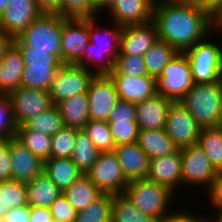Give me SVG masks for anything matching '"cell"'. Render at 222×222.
Here are the masks:
<instances>
[{"mask_svg": "<svg viewBox=\"0 0 222 222\" xmlns=\"http://www.w3.org/2000/svg\"><path fill=\"white\" fill-rule=\"evenodd\" d=\"M192 211H185L181 210H173L169 215H167L164 219L159 222H207V216L204 217L203 215L198 216L197 214L194 215ZM204 217V218H203ZM206 218V219H205Z\"/></svg>", "mask_w": 222, "mask_h": 222, "instance_id": "7dc6e473", "label": "cell"}, {"mask_svg": "<svg viewBox=\"0 0 222 222\" xmlns=\"http://www.w3.org/2000/svg\"><path fill=\"white\" fill-rule=\"evenodd\" d=\"M87 96L90 120L108 121L119 99L111 77L108 74H95L90 81Z\"/></svg>", "mask_w": 222, "mask_h": 222, "instance_id": "5bb4252c", "label": "cell"}, {"mask_svg": "<svg viewBox=\"0 0 222 222\" xmlns=\"http://www.w3.org/2000/svg\"><path fill=\"white\" fill-rule=\"evenodd\" d=\"M177 53L179 52L173 46L158 39L143 56L148 75L157 79Z\"/></svg>", "mask_w": 222, "mask_h": 222, "instance_id": "f546056e", "label": "cell"}, {"mask_svg": "<svg viewBox=\"0 0 222 222\" xmlns=\"http://www.w3.org/2000/svg\"><path fill=\"white\" fill-rule=\"evenodd\" d=\"M13 118L16 126L24 125L31 118L53 106L49 91L19 86L10 92Z\"/></svg>", "mask_w": 222, "mask_h": 222, "instance_id": "7c38bea8", "label": "cell"}, {"mask_svg": "<svg viewBox=\"0 0 222 222\" xmlns=\"http://www.w3.org/2000/svg\"><path fill=\"white\" fill-rule=\"evenodd\" d=\"M115 84L118 98L131 103H140L154 96L156 79L149 75H109Z\"/></svg>", "mask_w": 222, "mask_h": 222, "instance_id": "44dd1931", "label": "cell"}, {"mask_svg": "<svg viewBox=\"0 0 222 222\" xmlns=\"http://www.w3.org/2000/svg\"><path fill=\"white\" fill-rule=\"evenodd\" d=\"M24 67L20 49L11 42L0 61V95L7 96L20 86Z\"/></svg>", "mask_w": 222, "mask_h": 222, "instance_id": "cb8c5ba5", "label": "cell"}, {"mask_svg": "<svg viewBox=\"0 0 222 222\" xmlns=\"http://www.w3.org/2000/svg\"><path fill=\"white\" fill-rule=\"evenodd\" d=\"M114 195L102 193L81 212H77L74 222H111Z\"/></svg>", "mask_w": 222, "mask_h": 222, "instance_id": "e575fe53", "label": "cell"}, {"mask_svg": "<svg viewBox=\"0 0 222 222\" xmlns=\"http://www.w3.org/2000/svg\"><path fill=\"white\" fill-rule=\"evenodd\" d=\"M12 179L28 184L43 171V161L30 152L15 137L10 138Z\"/></svg>", "mask_w": 222, "mask_h": 222, "instance_id": "ffe728a7", "label": "cell"}, {"mask_svg": "<svg viewBox=\"0 0 222 222\" xmlns=\"http://www.w3.org/2000/svg\"><path fill=\"white\" fill-rule=\"evenodd\" d=\"M100 14L93 0H62L61 16L74 19H92Z\"/></svg>", "mask_w": 222, "mask_h": 222, "instance_id": "ab89813d", "label": "cell"}, {"mask_svg": "<svg viewBox=\"0 0 222 222\" xmlns=\"http://www.w3.org/2000/svg\"><path fill=\"white\" fill-rule=\"evenodd\" d=\"M30 206L11 208L7 211L2 222H29Z\"/></svg>", "mask_w": 222, "mask_h": 222, "instance_id": "681fc988", "label": "cell"}, {"mask_svg": "<svg viewBox=\"0 0 222 222\" xmlns=\"http://www.w3.org/2000/svg\"><path fill=\"white\" fill-rule=\"evenodd\" d=\"M76 137L77 128L63 126L52 136L51 157L71 158Z\"/></svg>", "mask_w": 222, "mask_h": 222, "instance_id": "f35d334b", "label": "cell"}, {"mask_svg": "<svg viewBox=\"0 0 222 222\" xmlns=\"http://www.w3.org/2000/svg\"><path fill=\"white\" fill-rule=\"evenodd\" d=\"M124 195L143 213L151 216L157 222L169 215L175 192L169 187L151 181L147 178L130 181Z\"/></svg>", "mask_w": 222, "mask_h": 222, "instance_id": "5b68a950", "label": "cell"}, {"mask_svg": "<svg viewBox=\"0 0 222 222\" xmlns=\"http://www.w3.org/2000/svg\"><path fill=\"white\" fill-rule=\"evenodd\" d=\"M156 0H116L105 12L117 25L145 24L153 20Z\"/></svg>", "mask_w": 222, "mask_h": 222, "instance_id": "ac0fdd59", "label": "cell"}, {"mask_svg": "<svg viewBox=\"0 0 222 222\" xmlns=\"http://www.w3.org/2000/svg\"><path fill=\"white\" fill-rule=\"evenodd\" d=\"M174 1L199 3L201 0H174Z\"/></svg>", "mask_w": 222, "mask_h": 222, "instance_id": "91938a15", "label": "cell"}, {"mask_svg": "<svg viewBox=\"0 0 222 222\" xmlns=\"http://www.w3.org/2000/svg\"><path fill=\"white\" fill-rule=\"evenodd\" d=\"M220 122L222 125V96H221V103H220Z\"/></svg>", "mask_w": 222, "mask_h": 222, "instance_id": "6125c7cd", "label": "cell"}, {"mask_svg": "<svg viewBox=\"0 0 222 222\" xmlns=\"http://www.w3.org/2000/svg\"><path fill=\"white\" fill-rule=\"evenodd\" d=\"M0 201L9 209L28 205L26 184L13 179L1 181Z\"/></svg>", "mask_w": 222, "mask_h": 222, "instance_id": "74e56055", "label": "cell"}, {"mask_svg": "<svg viewBox=\"0 0 222 222\" xmlns=\"http://www.w3.org/2000/svg\"><path fill=\"white\" fill-rule=\"evenodd\" d=\"M52 214L49 207L30 206L29 222H52Z\"/></svg>", "mask_w": 222, "mask_h": 222, "instance_id": "f5cc1de1", "label": "cell"}, {"mask_svg": "<svg viewBox=\"0 0 222 222\" xmlns=\"http://www.w3.org/2000/svg\"><path fill=\"white\" fill-rule=\"evenodd\" d=\"M40 15L35 0H9L0 15V28L13 40Z\"/></svg>", "mask_w": 222, "mask_h": 222, "instance_id": "2e32d148", "label": "cell"}, {"mask_svg": "<svg viewBox=\"0 0 222 222\" xmlns=\"http://www.w3.org/2000/svg\"><path fill=\"white\" fill-rule=\"evenodd\" d=\"M115 146L137 142L139 133L136 121L108 122Z\"/></svg>", "mask_w": 222, "mask_h": 222, "instance_id": "b9f144b4", "label": "cell"}, {"mask_svg": "<svg viewBox=\"0 0 222 222\" xmlns=\"http://www.w3.org/2000/svg\"><path fill=\"white\" fill-rule=\"evenodd\" d=\"M64 126L83 129L90 120L87 93L67 98L56 105Z\"/></svg>", "mask_w": 222, "mask_h": 222, "instance_id": "4316f807", "label": "cell"}, {"mask_svg": "<svg viewBox=\"0 0 222 222\" xmlns=\"http://www.w3.org/2000/svg\"><path fill=\"white\" fill-rule=\"evenodd\" d=\"M62 194L69 200L77 212H81L90 205L102 192L84 174L72 183Z\"/></svg>", "mask_w": 222, "mask_h": 222, "instance_id": "f1b7e54d", "label": "cell"}, {"mask_svg": "<svg viewBox=\"0 0 222 222\" xmlns=\"http://www.w3.org/2000/svg\"><path fill=\"white\" fill-rule=\"evenodd\" d=\"M136 104L118 99L110 112L108 122L136 121Z\"/></svg>", "mask_w": 222, "mask_h": 222, "instance_id": "f6af8a7d", "label": "cell"}, {"mask_svg": "<svg viewBox=\"0 0 222 222\" xmlns=\"http://www.w3.org/2000/svg\"><path fill=\"white\" fill-rule=\"evenodd\" d=\"M108 75H129L132 77L148 75L143 56L118 55L114 68Z\"/></svg>", "mask_w": 222, "mask_h": 222, "instance_id": "60d3db41", "label": "cell"}, {"mask_svg": "<svg viewBox=\"0 0 222 222\" xmlns=\"http://www.w3.org/2000/svg\"><path fill=\"white\" fill-rule=\"evenodd\" d=\"M111 222H157L143 213L124 194L114 195Z\"/></svg>", "mask_w": 222, "mask_h": 222, "instance_id": "836d02e7", "label": "cell"}, {"mask_svg": "<svg viewBox=\"0 0 222 222\" xmlns=\"http://www.w3.org/2000/svg\"><path fill=\"white\" fill-rule=\"evenodd\" d=\"M193 84L189 60L184 52H179L156 79V92L177 102L184 98Z\"/></svg>", "mask_w": 222, "mask_h": 222, "instance_id": "ba28073f", "label": "cell"}, {"mask_svg": "<svg viewBox=\"0 0 222 222\" xmlns=\"http://www.w3.org/2000/svg\"><path fill=\"white\" fill-rule=\"evenodd\" d=\"M9 210L8 206H4L0 201V222L4 219L5 214Z\"/></svg>", "mask_w": 222, "mask_h": 222, "instance_id": "6f0895ef", "label": "cell"}, {"mask_svg": "<svg viewBox=\"0 0 222 222\" xmlns=\"http://www.w3.org/2000/svg\"><path fill=\"white\" fill-rule=\"evenodd\" d=\"M157 40L158 32L153 21L123 26L118 55L144 56Z\"/></svg>", "mask_w": 222, "mask_h": 222, "instance_id": "e0dca14e", "label": "cell"}, {"mask_svg": "<svg viewBox=\"0 0 222 222\" xmlns=\"http://www.w3.org/2000/svg\"><path fill=\"white\" fill-rule=\"evenodd\" d=\"M25 125L33 131L53 136L63 126V121L56 105L31 118Z\"/></svg>", "mask_w": 222, "mask_h": 222, "instance_id": "d590c367", "label": "cell"}, {"mask_svg": "<svg viewBox=\"0 0 222 222\" xmlns=\"http://www.w3.org/2000/svg\"><path fill=\"white\" fill-rule=\"evenodd\" d=\"M24 71L20 86L49 91L57 70L63 65L57 55L48 51H20Z\"/></svg>", "mask_w": 222, "mask_h": 222, "instance_id": "52a82bcc", "label": "cell"}, {"mask_svg": "<svg viewBox=\"0 0 222 222\" xmlns=\"http://www.w3.org/2000/svg\"><path fill=\"white\" fill-rule=\"evenodd\" d=\"M173 101L156 93L151 98L136 104V122L139 130L163 129L166 126L167 112Z\"/></svg>", "mask_w": 222, "mask_h": 222, "instance_id": "603a6c76", "label": "cell"}, {"mask_svg": "<svg viewBox=\"0 0 222 222\" xmlns=\"http://www.w3.org/2000/svg\"><path fill=\"white\" fill-rule=\"evenodd\" d=\"M152 21L156 25L158 39L166 41L178 52L211 37L210 33L213 34L216 29L214 20L198 3L193 2L156 0Z\"/></svg>", "mask_w": 222, "mask_h": 222, "instance_id": "6da1fadb", "label": "cell"}, {"mask_svg": "<svg viewBox=\"0 0 222 222\" xmlns=\"http://www.w3.org/2000/svg\"><path fill=\"white\" fill-rule=\"evenodd\" d=\"M114 152L128 182L147 178L150 159L137 142L117 145Z\"/></svg>", "mask_w": 222, "mask_h": 222, "instance_id": "7402d4cb", "label": "cell"}, {"mask_svg": "<svg viewBox=\"0 0 222 222\" xmlns=\"http://www.w3.org/2000/svg\"><path fill=\"white\" fill-rule=\"evenodd\" d=\"M62 0H35L37 9L41 14L61 15Z\"/></svg>", "mask_w": 222, "mask_h": 222, "instance_id": "f907efd6", "label": "cell"}, {"mask_svg": "<svg viewBox=\"0 0 222 222\" xmlns=\"http://www.w3.org/2000/svg\"><path fill=\"white\" fill-rule=\"evenodd\" d=\"M208 190V198L214 207L217 208V211L222 210V172H219L211 183V185L206 189ZM219 209V210H218Z\"/></svg>", "mask_w": 222, "mask_h": 222, "instance_id": "c3c4849f", "label": "cell"}, {"mask_svg": "<svg viewBox=\"0 0 222 222\" xmlns=\"http://www.w3.org/2000/svg\"><path fill=\"white\" fill-rule=\"evenodd\" d=\"M208 38L184 51L189 60L192 79L197 84L220 81L222 47L219 46L220 44L216 40L209 42Z\"/></svg>", "mask_w": 222, "mask_h": 222, "instance_id": "8992f818", "label": "cell"}, {"mask_svg": "<svg viewBox=\"0 0 222 222\" xmlns=\"http://www.w3.org/2000/svg\"><path fill=\"white\" fill-rule=\"evenodd\" d=\"M96 21L95 18L89 19L90 42L83 56L75 65L91 70L95 74H108L113 70L114 62L119 54L120 35L123 26L113 22L112 28L103 27L102 29ZM103 33L104 35L107 34L106 37L109 35L107 39L101 37L100 34Z\"/></svg>", "mask_w": 222, "mask_h": 222, "instance_id": "7a4b0ae2", "label": "cell"}, {"mask_svg": "<svg viewBox=\"0 0 222 222\" xmlns=\"http://www.w3.org/2000/svg\"><path fill=\"white\" fill-rule=\"evenodd\" d=\"M16 129L10 100L0 95V140L15 137Z\"/></svg>", "mask_w": 222, "mask_h": 222, "instance_id": "7bdbcfd3", "label": "cell"}, {"mask_svg": "<svg viewBox=\"0 0 222 222\" xmlns=\"http://www.w3.org/2000/svg\"><path fill=\"white\" fill-rule=\"evenodd\" d=\"M147 179L176 192L183 185L180 149L172 154L150 159Z\"/></svg>", "mask_w": 222, "mask_h": 222, "instance_id": "d6986e66", "label": "cell"}, {"mask_svg": "<svg viewBox=\"0 0 222 222\" xmlns=\"http://www.w3.org/2000/svg\"><path fill=\"white\" fill-rule=\"evenodd\" d=\"M222 21V14L214 21L215 27Z\"/></svg>", "mask_w": 222, "mask_h": 222, "instance_id": "94428289", "label": "cell"}, {"mask_svg": "<svg viewBox=\"0 0 222 222\" xmlns=\"http://www.w3.org/2000/svg\"><path fill=\"white\" fill-rule=\"evenodd\" d=\"M99 154L100 151L96 148L88 135L82 129H77V137L71 156V160L76 164V166L84 174H86L96 161Z\"/></svg>", "mask_w": 222, "mask_h": 222, "instance_id": "1f68e13d", "label": "cell"}, {"mask_svg": "<svg viewBox=\"0 0 222 222\" xmlns=\"http://www.w3.org/2000/svg\"><path fill=\"white\" fill-rule=\"evenodd\" d=\"M43 172L61 192L84 175L71 158H48L43 162Z\"/></svg>", "mask_w": 222, "mask_h": 222, "instance_id": "d4e9b609", "label": "cell"}, {"mask_svg": "<svg viewBox=\"0 0 222 222\" xmlns=\"http://www.w3.org/2000/svg\"><path fill=\"white\" fill-rule=\"evenodd\" d=\"M86 175L102 193L124 194L129 183L114 151L100 152Z\"/></svg>", "mask_w": 222, "mask_h": 222, "instance_id": "9c48e42d", "label": "cell"}, {"mask_svg": "<svg viewBox=\"0 0 222 222\" xmlns=\"http://www.w3.org/2000/svg\"><path fill=\"white\" fill-rule=\"evenodd\" d=\"M10 139L0 140V182L12 179Z\"/></svg>", "mask_w": 222, "mask_h": 222, "instance_id": "bcb514c9", "label": "cell"}, {"mask_svg": "<svg viewBox=\"0 0 222 222\" xmlns=\"http://www.w3.org/2000/svg\"><path fill=\"white\" fill-rule=\"evenodd\" d=\"M198 144L205 151L212 166L222 172V126L202 128Z\"/></svg>", "mask_w": 222, "mask_h": 222, "instance_id": "d6a6232c", "label": "cell"}, {"mask_svg": "<svg viewBox=\"0 0 222 222\" xmlns=\"http://www.w3.org/2000/svg\"><path fill=\"white\" fill-rule=\"evenodd\" d=\"M183 185L208 188L219 173L199 144L180 149Z\"/></svg>", "mask_w": 222, "mask_h": 222, "instance_id": "8fae6325", "label": "cell"}, {"mask_svg": "<svg viewBox=\"0 0 222 222\" xmlns=\"http://www.w3.org/2000/svg\"><path fill=\"white\" fill-rule=\"evenodd\" d=\"M198 5L214 21L222 14V0H201Z\"/></svg>", "mask_w": 222, "mask_h": 222, "instance_id": "816d5d0a", "label": "cell"}, {"mask_svg": "<svg viewBox=\"0 0 222 222\" xmlns=\"http://www.w3.org/2000/svg\"><path fill=\"white\" fill-rule=\"evenodd\" d=\"M137 143L149 159L169 155L179 149L169 137L165 128L139 130Z\"/></svg>", "mask_w": 222, "mask_h": 222, "instance_id": "484cf974", "label": "cell"}, {"mask_svg": "<svg viewBox=\"0 0 222 222\" xmlns=\"http://www.w3.org/2000/svg\"><path fill=\"white\" fill-rule=\"evenodd\" d=\"M220 82H221V85H222V69H221V73H220Z\"/></svg>", "mask_w": 222, "mask_h": 222, "instance_id": "e7e4bbea", "label": "cell"}, {"mask_svg": "<svg viewBox=\"0 0 222 222\" xmlns=\"http://www.w3.org/2000/svg\"><path fill=\"white\" fill-rule=\"evenodd\" d=\"M222 85L215 83H194L180 101L198 123L200 128H216L220 122Z\"/></svg>", "mask_w": 222, "mask_h": 222, "instance_id": "277c9868", "label": "cell"}, {"mask_svg": "<svg viewBox=\"0 0 222 222\" xmlns=\"http://www.w3.org/2000/svg\"><path fill=\"white\" fill-rule=\"evenodd\" d=\"M115 1L116 0H93L97 11H100V13L108 9Z\"/></svg>", "mask_w": 222, "mask_h": 222, "instance_id": "11a10c76", "label": "cell"}, {"mask_svg": "<svg viewBox=\"0 0 222 222\" xmlns=\"http://www.w3.org/2000/svg\"><path fill=\"white\" fill-rule=\"evenodd\" d=\"M12 39L0 28V61L5 49L11 44Z\"/></svg>", "mask_w": 222, "mask_h": 222, "instance_id": "db71d44e", "label": "cell"}, {"mask_svg": "<svg viewBox=\"0 0 222 222\" xmlns=\"http://www.w3.org/2000/svg\"><path fill=\"white\" fill-rule=\"evenodd\" d=\"M82 130L88 135L100 152L114 151L116 146L108 121L89 120Z\"/></svg>", "mask_w": 222, "mask_h": 222, "instance_id": "8d00e7d4", "label": "cell"}, {"mask_svg": "<svg viewBox=\"0 0 222 222\" xmlns=\"http://www.w3.org/2000/svg\"><path fill=\"white\" fill-rule=\"evenodd\" d=\"M61 15L41 14L12 42L20 51H48L61 60Z\"/></svg>", "mask_w": 222, "mask_h": 222, "instance_id": "3957f363", "label": "cell"}, {"mask_svg": "<svg viewBox=\"0 0 222 222\" xmlns=\"http://www.w3.org/2000/svg\"><path fill=\"white\" fill-rule=\"evenodd\" d=\"M52 218L55 221L74 222L77 211L69 200L60 194L59 197L49 206Z\"/></svg>", "mask_w": 222, "mask_h": 222, "instance_id": "ee69618b", "label": "cell"}, {"mask_svg": "<svg viewBox=\"0 0 222 222\" xmlns=\"http://www.w3.org/2000/svg\"><path fill=\"white\" fill-rule=\"evenodd\" d=\"M95 73L86 68L63 64L56 72L49 93L53 105L80 93H87Z\"/></svg>", "mask_w": 222, "mask_h": 222, "instance_id": "30bf717a", "label": "cell"}, {"mask_svg": "<svg viewBox=\"0 0 222 222\" xmlns=\"http://www.w3.org/2000/svg\"><path fill=\"white\" fill-rule=\"evenodd\" d=\"M26 190L29 206L49 207L62 194L43 171L26 184Z\"/></svg>", "mask_w": 222, "mask_h": 222, "instance_id": "83f0119b", "label": "cell"}, {"mask_svg": "<svg viewBox=\"0 0 222 222\" xmlns=\"http://www.w3.org/2000/svg\"><path fill=\"white\" fill-rule=\"evenodd\" d=\"M217 215H214V216H216V217H208L207 219V222H222V210H220V211H217V213H216ZM211 219V220H210Z\"/></svg>", "mask_w": 222, "mask_h": 222, "instance_id": "9f6ffc18", "label": "cell"}, {"mask_svg": "<svg viewBox=\"0 0 222 222\" xmlns=\"http://www.w3.org/2000/svg\"><path fill=\"white\" fill-rule=\"evenodd\" d=\"M15 138L41 161L51 157L52 136L30 130L24 124L17 127Z\"/></svg>", "mask_w": 222, "mask_h": 222, "instance_id": "4dcf8cb0", "label": "cell"}, {"mask_svg": "<svg viewBox=\"0 0 222 222\" xmlns=\"http://www.w3.org/2000/svg\"><path fill=\"white\" fill-rule=\"evenodd\" d=\"M9 3V0H0V15L5 11Z\"/></svg>", "mask_w": 222, "mask_h": 222, "instance_id": "680465c9", "label": "cell"}, {"mask_svg": "<svg viewBox=\"0 0 222 222\" xmlns=\"http://www.w3.org/2000/svg\"><path fill=\"white\" fill-rule=\"evenodd\" d=\"M165 130L179 148L198 144L200 126L180 102H172L168 112Z\"/></svg>", "mask_w": 222, "mask_h": 222, "instance_id": "4fadbf2b", "label": "cell"}, {"mask_svg": "<svg viewBox=\"0 0 222 222\" xmlns=\"http://www.w3.org/2000/svg\"><path fill=\"white\" fill-rule=\"evenodd\" d=\"M217 31H222V21L216 26Z\"/></svg>", "mask_w": 222, "mask_h": 222, "instance_id": "be15d7a7", "label": "cell"}, {"mask_svg": "<svg viewBox=\"0 0 222 222\" xmlns=\"http://www.w3.org/2000/svg\"><path fill=\"white\" fill-rule=\"evenodd\" d=\"M89 42V19L65 18L61 28V62L75 65Z\"/></svg>", "mask_w": 222, "mask_h": 222, "instance_id": "9a60e30c", "label": "cell"}]
</instances>
